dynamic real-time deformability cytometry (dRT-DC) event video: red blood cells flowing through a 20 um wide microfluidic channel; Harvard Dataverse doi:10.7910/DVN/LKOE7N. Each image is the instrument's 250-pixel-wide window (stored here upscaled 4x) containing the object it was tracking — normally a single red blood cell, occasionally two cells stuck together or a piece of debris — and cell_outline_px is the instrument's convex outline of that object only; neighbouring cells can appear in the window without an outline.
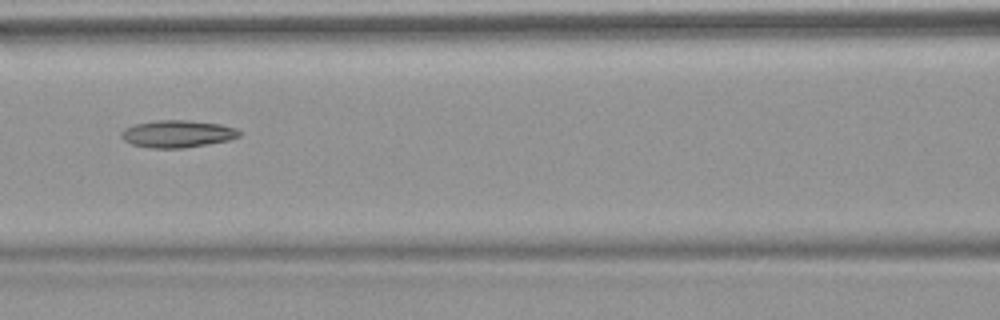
{"species": "common noctule bat (a hibernating species)", "species_latin": "Nyctalus noctula", "temperature_condition": "warm", "stored_images_in_passage": 8, "camera_frame_rate_fps": 3000, "um_per_image_px": 0.085, "animal": {"sex": "female", "body_mass_g": 18.4}, "frame": {"image": 1, "passage_image": 6, "time_ms": 7.333, "image_size_px": [1000, 320], "cell_outline_px": [[240, 136], [228, 140], [208, 144], [184, 148], [148, 148], [132, 144], [124, 140], [120, 136], [120, 132], [124, 128], [136, 124], [156, 120], [188, 120], [220, 124], [236, 128], [240, 132]], "centroid_in_image_um": [15.06, 11.38], "position_along_channel_um": 151.5, "area_um2": 18.79}}
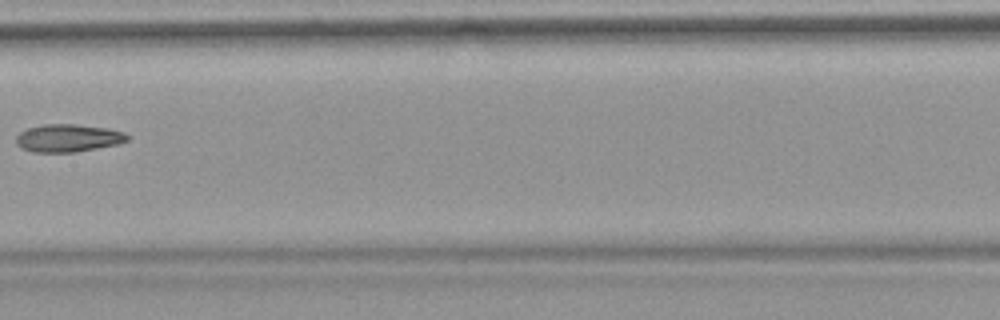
{"frame": {"image": 2, "passage_image": 7, "time_ms": 8.667, "image_size_px": [1000, 320], "cell_outline_px": [[132, 136], [128, 140], [116, 144], [76, 152], [32, 152], [20, 148], [16, 144], [16, 136], [20, 132], [28, 128], [44, 124], [72, 124], [108, 128], [124, 132]], "centroid_in_image_um": [5.78, 11.73], "position_along_channel_um": 201.6, "area_um2": 18.03}}